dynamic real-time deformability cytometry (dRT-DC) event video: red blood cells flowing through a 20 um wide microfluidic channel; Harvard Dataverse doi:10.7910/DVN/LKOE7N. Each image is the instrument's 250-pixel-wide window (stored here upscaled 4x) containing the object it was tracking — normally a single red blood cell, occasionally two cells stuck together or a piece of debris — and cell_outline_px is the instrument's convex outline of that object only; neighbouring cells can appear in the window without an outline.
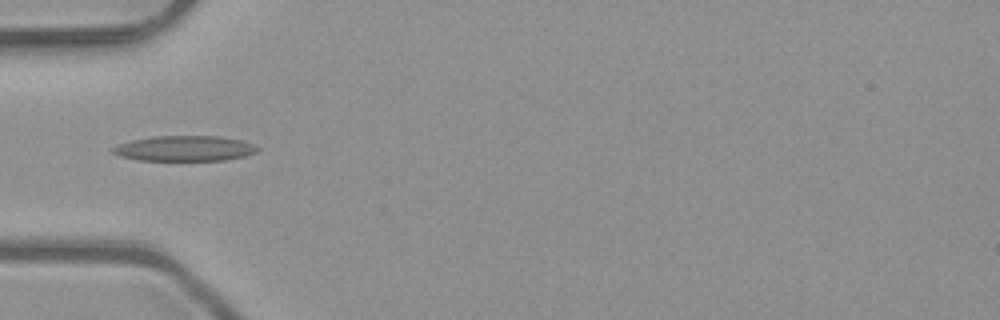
{"species": "common noctule bat (a hibernating species)", "species_latin": "Nyctalus noctula", "temperature_condition": "room temperature", "stored_images_in_passage": 2, "camera_frame_rate_fps": 3000, "um_per_image_px": 0.085, "animal": {"sex": "male", "body_mass_g": 23.1, "forearm_length_mm": 52.7}, "frame": {"image": 1, "passage_image": 2, "time_ms": 0.333, "image_size_px": [1000, 320], "cell_outline_px": [[260, 148], [256, 152], [244, 156], [224, 160], [136, 160], [120, 156], [112, 152], [108, 148], [116, 144], [132, 140], [152, 136], [220, 136], [240, 140], [252, 144]], "centroid_in_image_um": [15.62, 12.61], "position_along_channel_um": 69.4, "area_um2": 21.44}}